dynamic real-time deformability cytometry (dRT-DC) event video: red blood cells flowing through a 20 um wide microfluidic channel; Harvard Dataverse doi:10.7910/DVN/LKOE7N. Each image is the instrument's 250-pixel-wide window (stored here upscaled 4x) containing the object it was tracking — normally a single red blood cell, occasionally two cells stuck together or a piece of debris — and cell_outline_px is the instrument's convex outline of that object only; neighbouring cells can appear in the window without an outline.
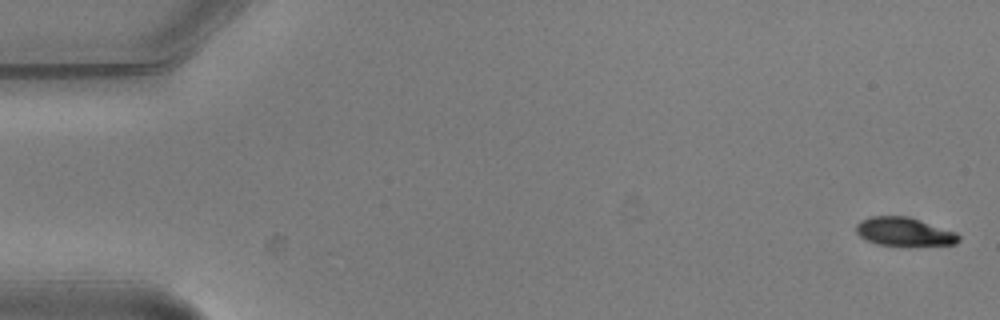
{"species": "common noctule bat (a hibernating species)", "species_latin": "Nyctalus noctula", "temperature_condition": "warm", "stored_images_in_passage": 6, "camera_frame_rate_fps": 3000, "um_per_image_px": 0.085, "animal": {"sex": "male", "body_mass_g": 20.5, "forearm_length_mm": 52.5}, "frame": {"image": 1, "passage_image": 1, "time_ms": 0.0, "image_size_px": [1000, 320], "cell_outline_px": [[960, 240], [956, 244], [908, 248], [876, 244], [860, 236], [856, 232], [856, 224], [860, 220], [868, 216], [908, 216], [956, 232], [960, 236]], "centroid_in_image_um": [76.88, 19.74], "position_along_channel_um": 8.1, "area_um2": 17.8}}
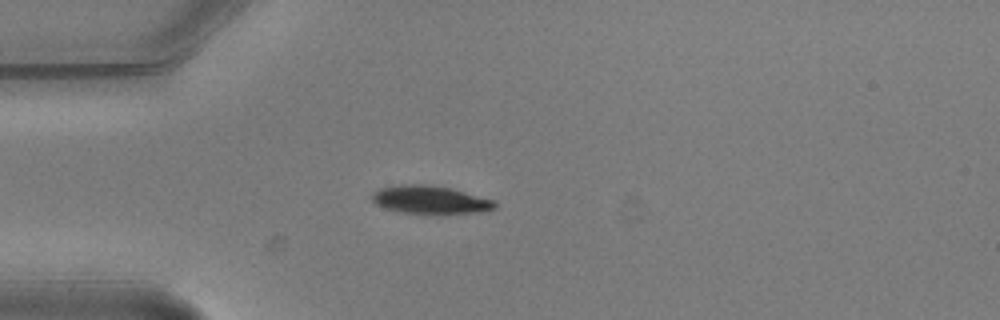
{"frame": {"image": 2, "passage_image": 5, "time_ms": 1.333, "image_size_px": [1000, 320], "cell_outline_px": [[496, 208], [484, 212], [400, 212], [384, 208], [376, 204], [372, 200], [372, 192], [380, 188], [400, 184], [428, 184], [452, 188], [496, 200]], "centroid_in_image_um": [36.57, 16.95], "position_along_channel_um": 48.4, "area_um2": 19.88}}